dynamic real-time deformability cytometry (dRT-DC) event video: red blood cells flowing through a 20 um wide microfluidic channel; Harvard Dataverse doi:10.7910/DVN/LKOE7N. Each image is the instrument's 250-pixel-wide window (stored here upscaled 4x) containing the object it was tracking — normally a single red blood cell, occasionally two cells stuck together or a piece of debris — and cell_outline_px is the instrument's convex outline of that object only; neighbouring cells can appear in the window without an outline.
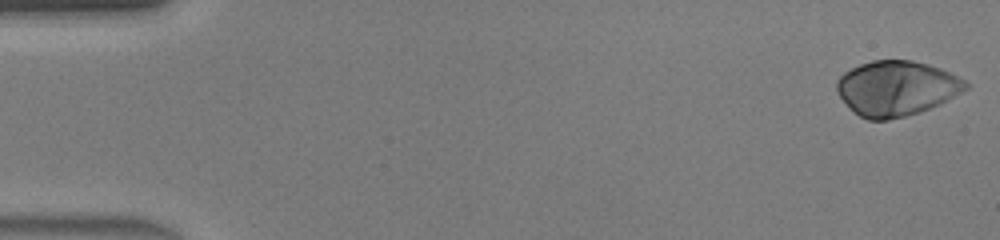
{"species": "human", "species_latin": "Homo sapiens", "temperature_condition": "warm", "stored_images_in_passage": 46, "camera_frame_rate_fps": 3000, "um_per_image_px": 0.085, "donor": {"sex": "male"}, "frame": {"image": 1, "passage_image": 1, "time_ms": 0.0, "image_size_px": [1000, 240], "cell_outline_px": [[968, 88], [940, 104], [920, 112], [888, 120], [868, 120], [860, 116], [836, 92], [836, 80], [844, 72], [860, 64], [872, 60], [912, 60], [928, 64], [940, 68], [964, 80], [968, 84]], "centroid_in_image_um": [76.19, 7.49], "position_along_channel_um": 8.8, "area_um2": 40.98}}
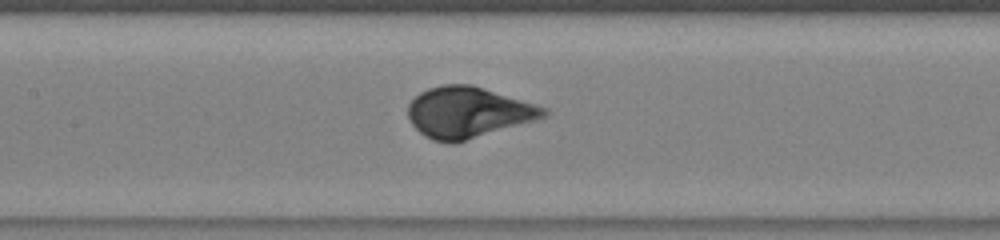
{"frame": {"image": 2, "passage_image": 22, "time_ms": 7.0, "image_size_px": [1000, 240], "cell_outline_px": [[548, 116], [536, 120], [452, 144], [432, 140], [420, 132], [412, 124], [408, 116], [408, 104], [420, 92], [428, 88], [444, 84], [472, 84], [548, 108]], "centroid_in_image_um": [39.79, 9.54], "position_along_channel_um": 167.6, "area_um2": 40.17}}
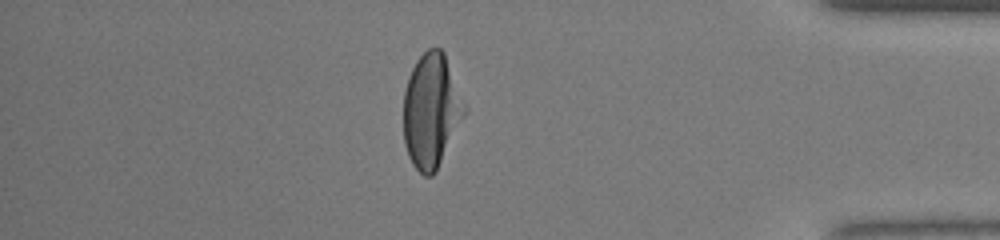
{"frame": {"image": 3, "passage_image": 40, "time_ms": 13.0, "image_size_px": [1000, 240], "cell_outline_px": [[468, 108], [436, 172], [432, 176], [424, 176], [412, 164], [408, 156], [404, 144], [404, 92], [408, 76], [416, 60], [428, 48], [440, 48], [444, 52]], "centroid_in_image_um": [36.66, 9.41], "position_along_channel_um": 398.5, "area_um2": 40.75}, "authors_computed_cell_mechanics": {"area_um2": 40.6623, "velocity_mm_per_s": 4.4307, "shape_relaxation_time_tau1_ms": 2.6579, "shape_relaxation_time_tau2_ms": null, "deformation_change_tau1": 0.1905, "deformation_change_tau2": null}}